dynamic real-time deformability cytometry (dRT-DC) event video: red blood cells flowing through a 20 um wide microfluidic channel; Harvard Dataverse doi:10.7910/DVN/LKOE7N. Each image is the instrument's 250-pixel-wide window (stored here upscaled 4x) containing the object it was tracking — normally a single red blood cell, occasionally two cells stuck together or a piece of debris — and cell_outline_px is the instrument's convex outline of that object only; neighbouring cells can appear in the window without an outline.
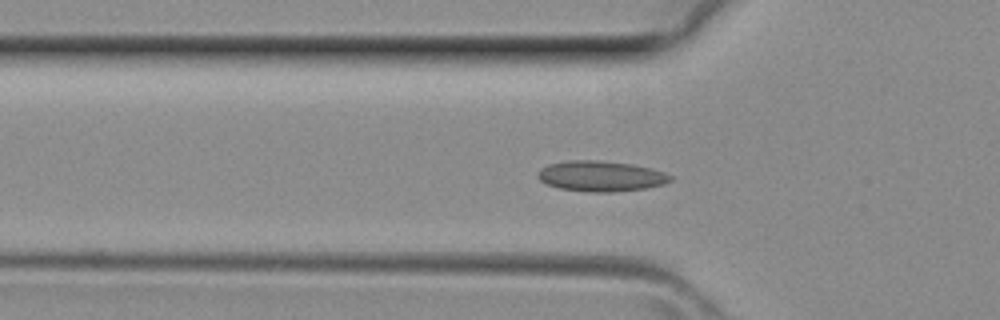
{"species": "common noctule bat (a hibernating species)", "species_latin": "Nyctalus noctula", "temperature_condition": "room temperature", "stored_images_in_passage": 41, "camera_frame_rate_fps": 3000, "um_per_image_px": 0.085, "animal": {"sex": "female", "body_mass_g": 29.2, "forearm_length_mm": 56.3}, "frame": {"image": 1, "passage_image": 13, "time_ms": 4.0, "image_size_px": [1000, 320], "cell_outline_px": [[672, 180], [664, 184], [648, 188], [612, 192], [588, 192], [560, 188], [548, 184], [540, 180], [536, 176], [536, 172], [540, 168], [548, 164], [568, 160], [596, 160], [632, 164], [652, 168], [664, 172], [672, 176]], "centroid_in_image_um": [51.07, 14.97], "position_along_channel_um": 74.7, "area_um2": 23.76}}
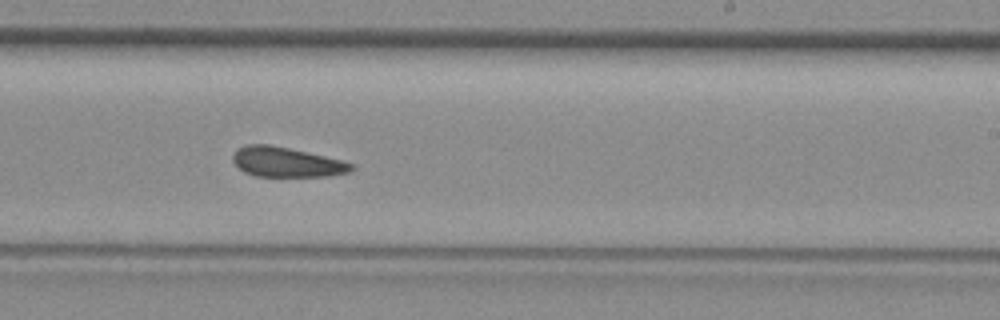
{"frame": {"image": 2, "passage_image": 24, "time_ms": 7.667, "image_size_px": [1000, 320], "cell_outline_px": [[356, 168], [352, 172], [328, 176], [256, 176], [244, 172], [232, 160], [232, 156], [236, 148], [248, 144], [268, 144], [288, 148], [324, 156], [340, 160], [352, 164]], "centroid_in_image_um": [24.34, 13.78], "position_along_channel_um": 264.7, "area_um2": 20.52}}
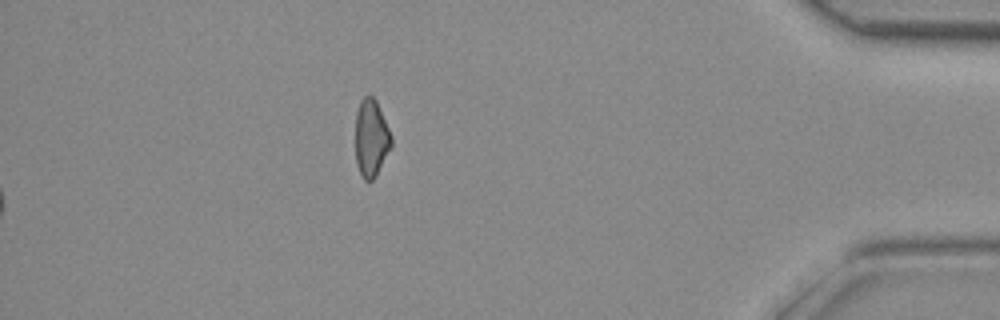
{"frame": {"image": 3, "passage_image": 41, "time_ms": 13.333, "image_size_px": [1000, 320], "cell_outline_px": [[392, 148], [376, 176], [372, 180], [364, 180], [360, 176], [356, 164], [356, 112], [360, 100], [364, 96], [372, 96], [376, 100], [392, 136]], "centroid_in_image_um": [31.56, 11.77], "position_along_channel_um": 403.6, "area_um2": 16.42}}